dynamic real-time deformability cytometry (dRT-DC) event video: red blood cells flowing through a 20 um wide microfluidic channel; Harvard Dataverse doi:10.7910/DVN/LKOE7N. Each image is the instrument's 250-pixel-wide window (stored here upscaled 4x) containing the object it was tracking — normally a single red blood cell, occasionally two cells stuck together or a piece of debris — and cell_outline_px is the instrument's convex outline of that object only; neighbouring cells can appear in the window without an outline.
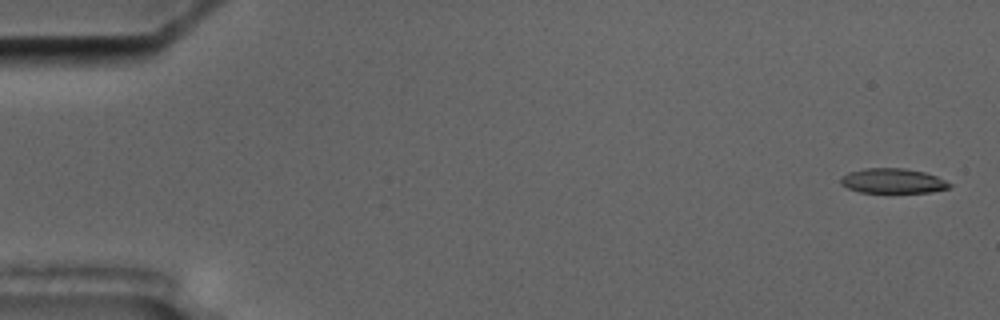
{"species": "common noctule bat (a hibernating species)", "species_latin": "Nyctalus noctula", "temperature_condition": "cold", "stored_images_in_passage": 7, "camera_frame_rate_fps": 3000, "um_per_image_px": 0.085, "animal": {"sex": "male", "body_mass_g": 17.5, "forearm_length_mm": 52.3}, "frame": {"image": 1, "passage_image": 1, "time_ms": 0.0, "image_size_px": [1000, 320], "cell_outline_px": [[952, 184], [948, 188], [932, 192], [860, 192], [848, 188], [840, 184], [840, 176], [848, 172], [864, 168], [904, 168], [924, 172], [936, 176]], "centroid_in_image_um": [75.84, 15.37], "position_along_channel_um": 9.2, "area_um2": 15.72}}
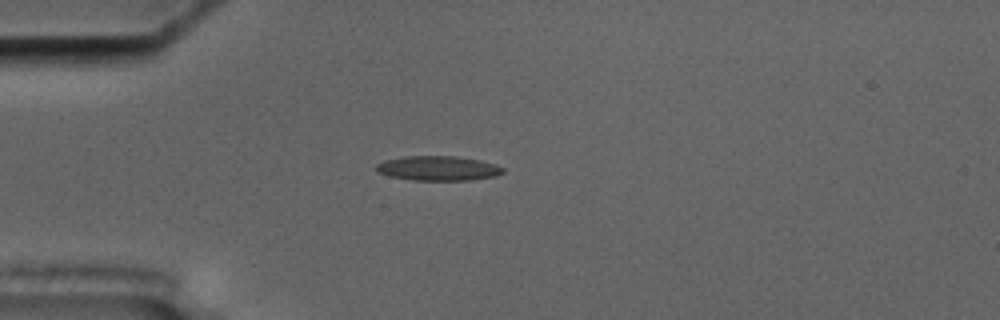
{"frame": {"image": 2, "passage_image": 5, "time_ms": 4.667, "image_size_px": [1000, 320], "cell_outline_px": [[504, 172], [496, 176], [468, 180], [412, 180], [392, 176], [376, 172], [376, 164], [384, 160], [404, 156], [456, 156], [480, 160], [504, 168]], "centroid_in_image_um": [37.22, 14.3], "position_along_channel_um": 47.8, "area_um2": 18.09}}